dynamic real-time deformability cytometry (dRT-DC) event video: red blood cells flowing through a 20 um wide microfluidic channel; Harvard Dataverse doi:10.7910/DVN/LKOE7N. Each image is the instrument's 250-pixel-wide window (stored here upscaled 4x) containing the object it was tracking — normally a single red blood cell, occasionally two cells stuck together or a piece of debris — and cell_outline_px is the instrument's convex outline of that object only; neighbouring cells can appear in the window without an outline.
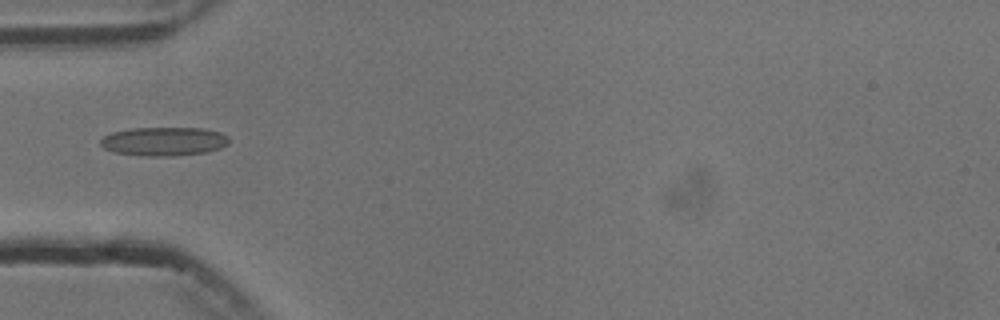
{"species": "common noctule bat (a hibernating species)", "species_latin": "Nyctalus noctula", "temperature_condition": "cold", "stored_images_in_passage": 5, "camera_frame_rate_fps": 3000, "um_per_image_px": 0.085, "animal": {"sex": "male", "body_mass_g": 13.3}, "frame": {"image": 1, "passage_image": 5, "time_ms": 5.333, "image_size_px": [1000, 320], "cell_outline_px": [[228, 144], [220, 148], [204, 152], [172, 156], [148, 156], [112, 152], [104, 148], [100, 144], [100, 140], [104, 136], [112, 132], [128, 128], [204, 128], [220, 132], [228, 136]], "centroid_in_image_um": [13.91, 12.01], "position_along_channel_um": 71.1, "area_um2": 21.56}}